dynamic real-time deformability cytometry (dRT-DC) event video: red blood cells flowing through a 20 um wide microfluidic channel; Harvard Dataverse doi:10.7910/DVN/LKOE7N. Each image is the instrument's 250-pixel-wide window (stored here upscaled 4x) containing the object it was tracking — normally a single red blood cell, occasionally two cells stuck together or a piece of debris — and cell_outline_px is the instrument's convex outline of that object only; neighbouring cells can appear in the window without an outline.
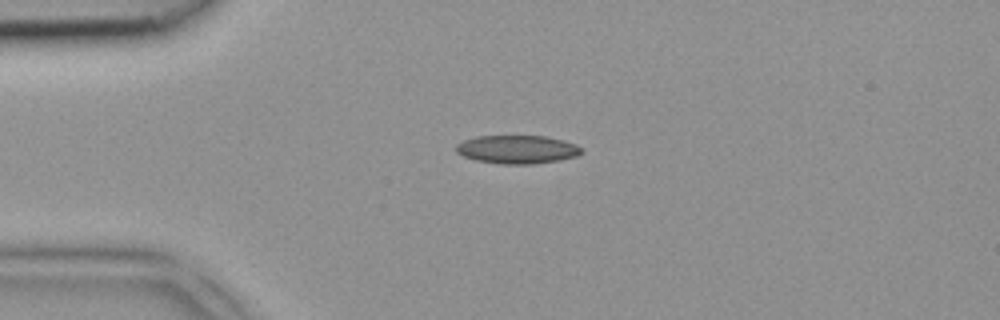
{"species": "common noctule bat (a hibernating species)", "species_latin": "Nyctalus noctula", "temperature_condition": "room temperature", "stored_images_in_passage": 2, "camera_frame_rate_fps": 3000, "um_per_image_px": 0.085, "animal": {"sex": "female", "body_mass_g": 18.4}, "frame": {"image": 1, "passage_image": 1, "time_ms": 0.0, "image_size_px": [1000, 320], "cell_outline_px": [[584, 152], [576, 156], [560, 160], [532, 164], [500, 164], [476, 160], [464, 156], [456, 152], [456, 144], [464, 140], [476, 136], [548, 136], [564, 140], [576, 144]], "centroid_in_image_um": [43.98, 12.7], "position_along_channel_um": 41.0, "area_um2": 20.81}}
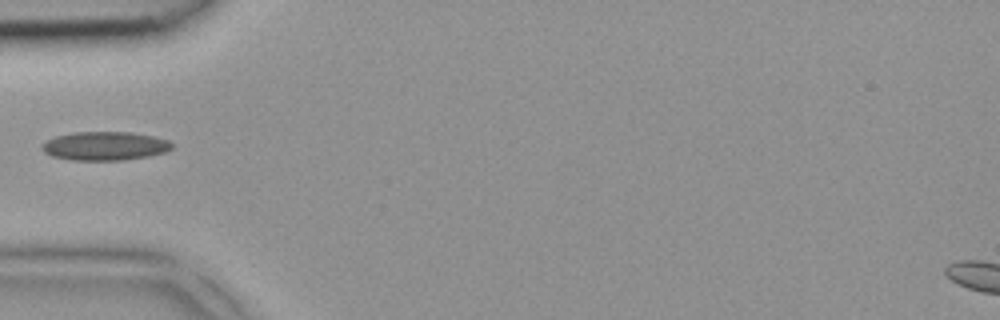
{"frame": {"image": 2, "passage_image": 2, "time_ms": 0.333, "image_size_px": [1000, 320], "cell_outline_px": [[172, 148], [164, 152], [148, 156], [124, 160], [72, 160], [52, 156], [44, 152], [40, 148], [40, 144], [56, 136], [76, 132], [132, 132], [152, 136], [168, 140], [172, 144]], "centroid_in_image_um": [8.89, 12.41], "position_along_channel_um": 76.1, "area_um2": 21.68}}